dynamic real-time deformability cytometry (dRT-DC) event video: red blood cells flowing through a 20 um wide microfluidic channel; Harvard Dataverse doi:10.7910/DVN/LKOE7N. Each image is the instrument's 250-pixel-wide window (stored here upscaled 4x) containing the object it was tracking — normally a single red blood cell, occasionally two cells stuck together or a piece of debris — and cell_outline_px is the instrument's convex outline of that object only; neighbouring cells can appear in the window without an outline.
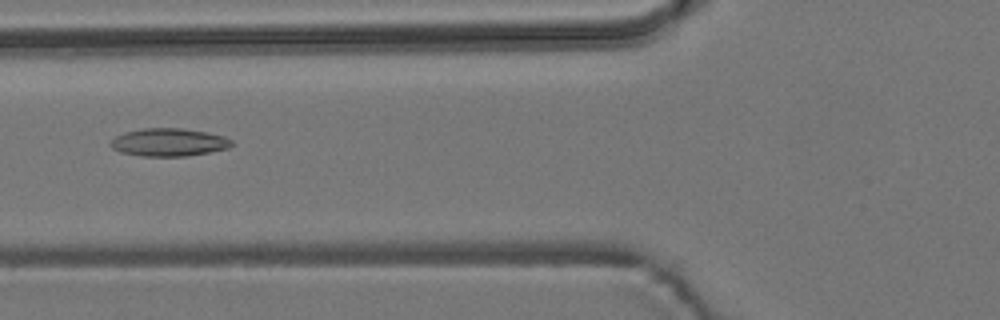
{"species": "common noctule bat (a hibernating species)", "species_latin": "Nyctalus noctula", "temperature_condition": "room temperature", "stored_images_in_passage": 28, "camera_frame_rate_fps": 3000, "um_per_image_px": 0.085, "animal": {"sex": "male", "body_mass_g": 19.2, "forearm_length_mm": 51.8}, "frame": {"image": 1, "passage_image": 11, "time_ms": 3.333, "image_size_px": [1000, 320], "cell_outline_px": [[232, 144], [228, 148], [188, 156], [140, 156], [120, 152], [112, 148], [108, 144], [116, 136], [124, 132], [144, 128], [180, 128], [208, 132], [224, 136], [232, 140]], "centroid_in_image_um": [14.33, 12.09], "position_along_channel_um": 111.5, "area_um2": 19.71}}
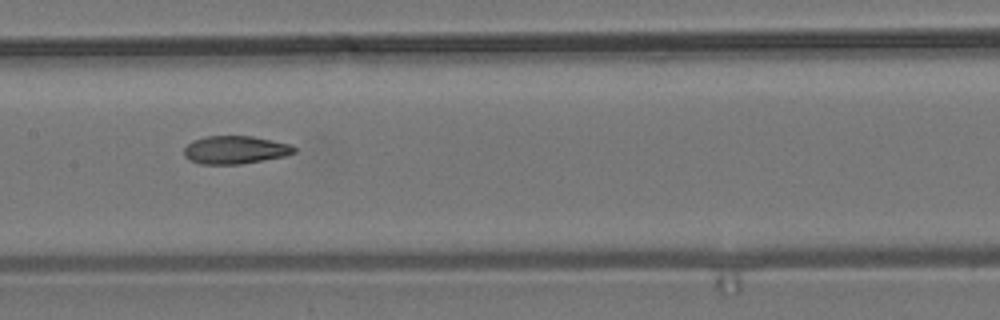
{"frame": {"image": 2, "passage_image": 17, "time_ms": 5.333, "image_size_px": [1000, 320], "cell_outline_px": [[296, 152], [284, 156], [264, 160], [240, 164], [200, 164], [188, 160], [184, 156], [184, 148], [192, 140], [204, 136], [252, 136], [292, 144], [296, 148]], "centroid_in_image_um": [19.98, 12.73], "position_along_channel_um": 187.4, "area_um2": 18.15}}
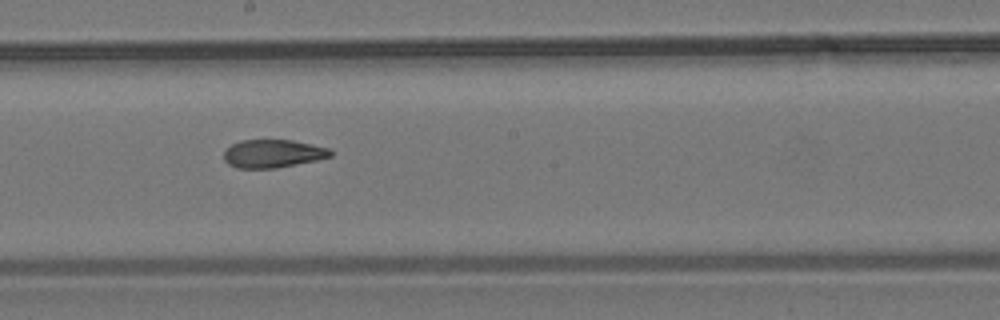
{"frame": {"image": 3, "passage_image": 20, "time_ms": 6.333, "image_size_px": [1000, 320], "cell_outline_px": [[332, 156], [316, 160], [276, 168], [236, 168], [228, 164], [224, 160], [224, 152], [232, 144], [240, 140], [292, 140], [312, 144], [328, 148], [332, 152]], "centroid_in_image_um": [23.18, 13.06], "position_along_channel_um": 225.0, "area_um2": 17.4}}